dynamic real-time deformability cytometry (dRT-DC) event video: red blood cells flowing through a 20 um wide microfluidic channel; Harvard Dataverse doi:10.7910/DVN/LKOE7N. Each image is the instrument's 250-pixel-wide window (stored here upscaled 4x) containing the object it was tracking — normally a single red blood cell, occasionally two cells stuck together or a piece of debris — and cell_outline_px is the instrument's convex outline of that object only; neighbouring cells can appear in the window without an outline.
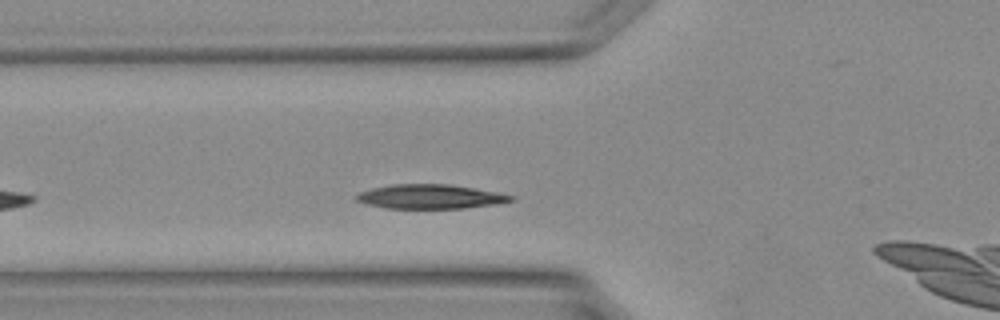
{"species": "Egyptian fruit bat (a non-hibernating species)", "species_latin": "Rousettus aegyptiacus", "temperature_condition": "warm", "stored_images_in_passage": 12, "camera_frame_rate_fps": 3000, "um_per_image_px": 0.085, "animal": {"sex": "female"}, "frame": {"image": 1, "passage_image": 4, "time_ms": 1.0, "image_size_px": [1000, 320], "cell_outline_px": [[516, 200], [500, 204], [464, 208], [388, 208], [368, 204], [356, 200], [356, 196], [360, 192], [372, 188], [392, 184], [448, 184], [496, 192], [516, 196]], "centroid_in_image_um": [36.64, 16.71], "position_along_channel_um": 89.2, "area_um2": 21.79}}
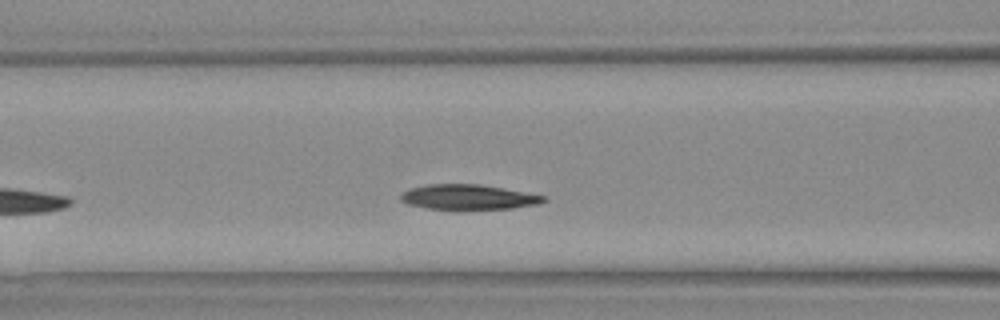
{"frame": {"image": 2, "passage_image": 6, "time_ms": 1.667, "image_size_px": [1000, 320], "cell_outline_px": [[548, 200], [540, 204], [512, 208], [460, 212], [428, 208], [408, 204], [400, 200], [400, 192], [408, 188], [428, 184], [480, 184], [544, 196]], "centroid_in_image_um": [39.75, 16.79], "position_along_channel_um": 126.8, "area_um2": 21.68}}